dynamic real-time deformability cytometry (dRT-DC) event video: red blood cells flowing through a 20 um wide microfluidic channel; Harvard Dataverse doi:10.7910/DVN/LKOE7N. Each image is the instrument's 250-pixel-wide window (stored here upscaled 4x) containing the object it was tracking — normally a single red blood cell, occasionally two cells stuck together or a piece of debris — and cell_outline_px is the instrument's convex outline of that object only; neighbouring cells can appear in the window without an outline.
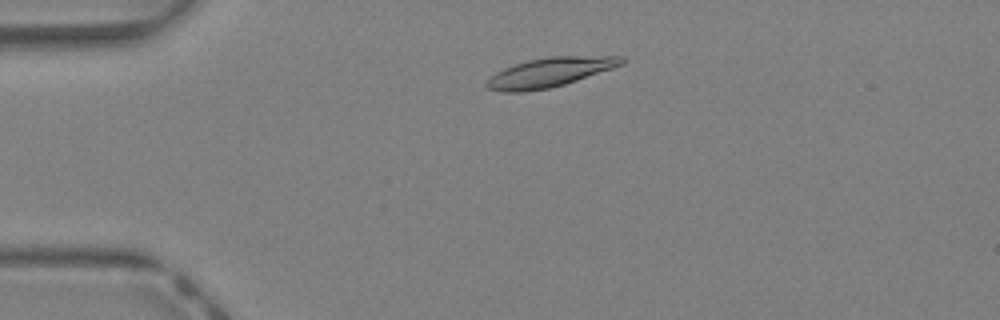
{"species": "Egyptian fruit bat (a non-hibernating species)", "species_latin": "Rousettus aegyptiacus", "temperature_condition": "warm", "stored_images_in_passage": 38, "camera_frame_rate_fps": 3000, "um_per_image_px": 0.085, "animal": {"sex": "female"}, "frame": {"image": 1, "passage_image": 6, "time_ms": 1.667, "image_size_px": [1000, 320], "cell_outline_px": [[624, 64], [564, 84], [548, 88], [524, 92], [500, 92], [488, 88], [484, 84], [496, 72], [504, 68], [528, 60], [548, 56], [624, 56]], "centroid_in_image_um": [46.71, 6.14], "position_along_channel_um": 38.3, "area_um2": 22.83}}
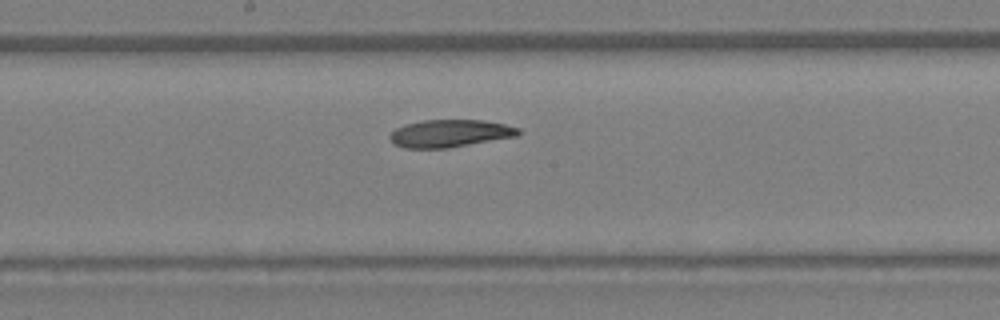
{"frame": {"image": 2, "passage_image": 19, "time_ms": 6.0, "image_size_px": [1000, 320], "cell_outline_px": [[520, 136], [448, 148], [404, 148], [392, 144], [388, 136], [396, 128], [404, 124], [420, 120], [484, 120], [504, 124], [520, 128]], "centroid_in_image_um": [38.24, 11.34], "position_along_channel_um": 210.0, "area_um2": 20.92}}
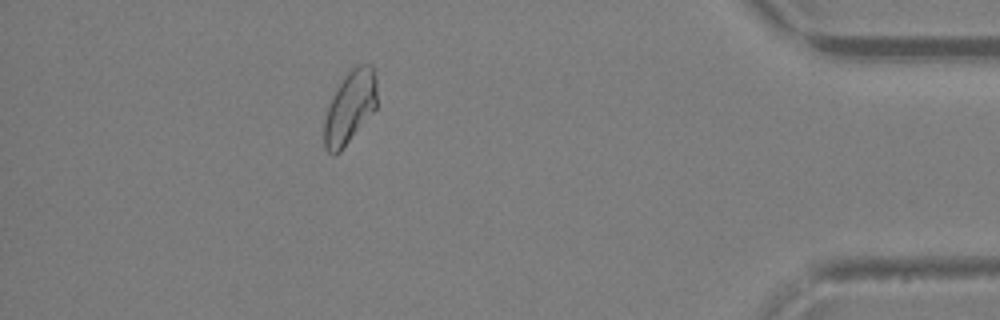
{"frame": {"image": 3, "passage_image": 34, "time_ms": 11.0, "image_size_px": [1000, 320], "cell_outline_px": [[376, 108], [340, 152], [332, 156], [324, 148], [324, 120], [328, 104], [336, 88], [348, 68], [356, 64], [372, 64], [376, 80]], "centroid_in_image_um": [29.72, 9.08], "position_along_channel_um": 405.5, "area_um2": 22.66}, "authors_computed_cell_mechanics": {"area_um2": 21.9351, "velocity_mm_per_s": 4.8429, "shape_relaxation_time_tau1_ms": 7.0012, "shape_relaxation_time_tau2_ms": null, "deformation_change_tau1": 0.1775, "deformation_change_tau2": null}}